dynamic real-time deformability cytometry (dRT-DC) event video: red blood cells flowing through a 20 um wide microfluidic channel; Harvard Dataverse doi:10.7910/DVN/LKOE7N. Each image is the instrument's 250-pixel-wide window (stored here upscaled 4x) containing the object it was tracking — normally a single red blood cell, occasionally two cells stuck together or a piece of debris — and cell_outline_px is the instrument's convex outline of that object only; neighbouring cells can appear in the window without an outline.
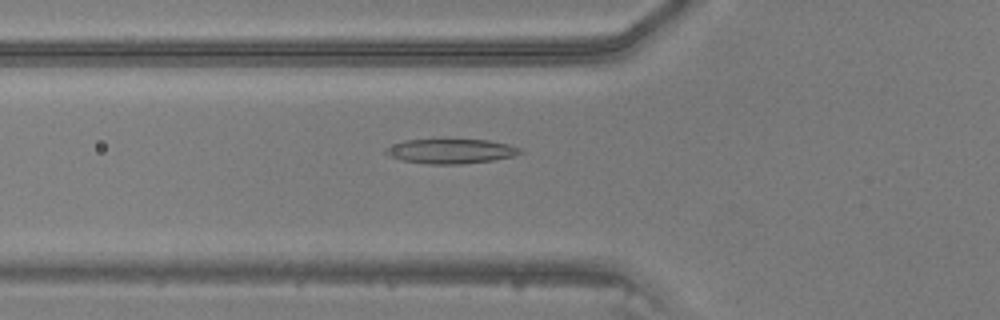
{"species": "common noctule bat (a hibernating species)", "species_latin": "Nyctalus noctula", "temperature_condition": "warm", "stored_images_in_passage": 47, "camera_frame_rate_fps": 3000, "um_per_image_px": 0.085, "animal": {"sex": "male", "body_mass_g": 20.5, "forearm_length_mm": 52.5}, "frame": {"image": 1, "passage_image": 17, "time_ms": 5.333, "image_size_px": [1000, 320], "cell_outline_px": [[524, 152], [512, 156], [492, 160], [460, 164], [428, 164], [400, 160], [388, 156], [384, 152], [384, 148], [392, 144], [404, 140], [488, 140], [508, 144], [520, 148]], "centroid_in_image_um": [38.27, 12.85], "position_along_channel_um": 87.5, "area_um2": 19.25}}
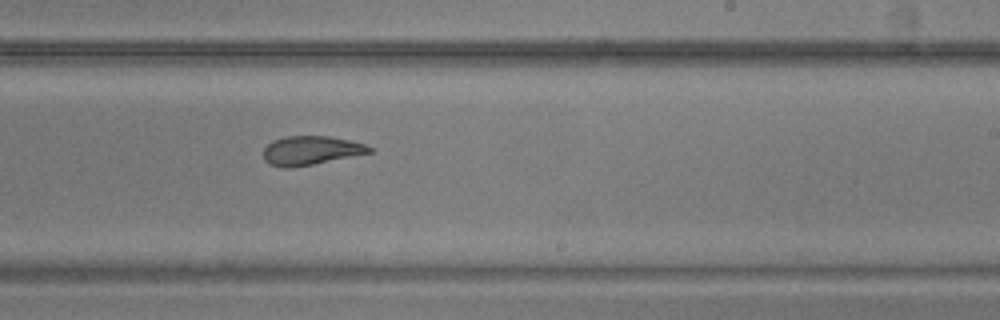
{"frame": {"image": 2, "passage_image": 29, "time_ms": 9.333, "image_size_px": [1000, 320], "cell_outline_px": [[372, 152], [292, 168], [284, 168], [268, 164], [264, 160], [264, 148], [272, 140], [284, 136], [332, 136], [364, 144], [372, 148]], "centroid_in_image_um": [26.37, 12.78], "position_along_channel_um": 262.6, "area_um2": 17.8}}
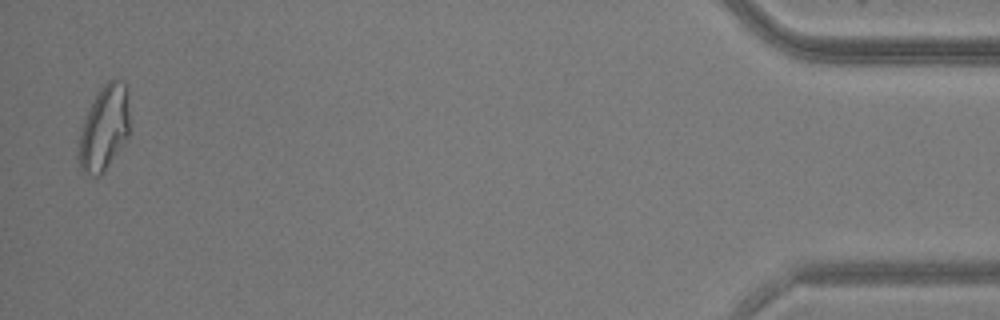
{"frame": {"image": 3, "passage_image": 46, "time_ms": 15.0, "image_size_px": [1000, 320], "cell_outline_px": [[128, 136], [104, 172], [96, 176], [92, 176], [84, 172], [80, 168], [76, 156], [80, 132], [84, 120], [96, 92], [104, 80], [124, 80], [128, 84]], "centroid_in_image_um": [8.84, 10.84], "position_along_channel_um": 426.4, "area_um2": 25.61}}